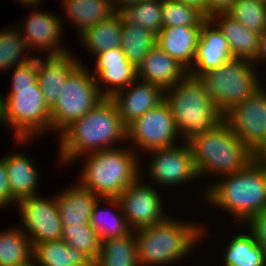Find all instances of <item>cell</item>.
<instances>
[{"label": "cell", "mask_w": 266, "mask_h": 266, "mask_svg": "<svg viewBox=\"0 0 266 266\" xmlns=\"http://www.w3.org/2000/svg\"><path fill=\"white\" fill-rule=\"evenodd\" d=\"M33 246L21 227L0 232V266H20L33 260Z\"/></svg>", "instance_id": "4dcf8cb0"}, {"label": "cell", "mask_w": 266, "mask_h": 266, "mask_svg": "<svg viewBox=\"0 0 266 266\" xmlns=\"http://www.w3.org/2000/svg\"><path fill=\"white\" fill-rule=\"evenodd\" d=\"M36 9L25 19L26 22H23L25 24L22 26H25L18 29L28 49L35 51L39 49L41 52L46 50L47 56H62L72 53L68 52L69 50L61 44L60 39H62L63 33L61 19L51 12L37 11Z\"/></svg>", "instance_id": "9a60e30c"}, {"label": "cell", "mask_w": 266, "mask_h": 266, "mask_svg": "<svg viewBox=\"0 0 266 266\" xmlns=\"http://www.w3.org/2000/svg\"><path fill=\"white\" fill-rule=\"evenodd\" d=\"M111 99L117 107L122 123L127 127L145 112L163 102L165 91L155 84L137 79L125 89L116 92Z\"/></svg>", "instance_id": "ac0fdd59"}, {"label": "cell", "mask_w": 266, "mask_h": 266, "mask_svg": "<svg viewBox=\"0 0 266 266\" xmlns=\"http://www.w3.org/2000/svg\"><path fill=\"white\" fill-rule=\"evenodd\" d=\"M119 13L128 24L140 26L155 34L163 28L161 0H144L125 7Z\"/></svg>", "instance_id": "836d02e7"}, {"label": "cell", "mask_w": 266, "mask_h": 266, "mask_svg": "<svg viewBox=\"0 0 266 266\" xmlns=\"http://www.w3.org/2000/svg\"><path fill=\"white\" fill-rule=\"evenodd\" d=\"M79 64L66 78L56 102L50 107L51 130L62 133L105 98L91 70Z\"/></svg>", "instance_id": "9c48e42d"}, {"label": "cell", "mask_w": 266, "mask_h": 266, "mask_svg": "<svg viewBox=\"0 0 266 266\" xmlns=\"http://www.w3.org/2000/svg\"><path fill=\"white\" fill-rule=\"evenodd\" d=\"M199 178L204 175L225 176L244 169L251 161V151L233 133L223 119L211 130L187 142Z\"/></svg>", "instance_id": "5b68a950"}, {"label": "cell", "mask_w": 266, "mask_h": 266, "mask_svg": "<svg viewBox=\"0 0 266 266\" xmlns=\"http://www.w3.org/2000/svg\"><path fill=\"white\" fill-rule=\"evenodd\" d=\"M19 1L20 4H24L26 7L29 6H36L37 4H40V0H17V2Z\"/></svg>", "instance_id": "bcb514c9"}, {"label": "cell", "mask_w": 266, "mask_h": 266, "mask_svg": "<svg viewBox=\"0 0 266 266\" xmlns=\"http://www.w3.org/2000/svg\"><path fill=\"white\" fill-rule=\"evenodd\" d=\"M63 226L90 225L91 213L99 197L79 182L54 196Z\"/></svg>", "instance_id": "44dd1931"}, {"label": "cell", "mask_w": 266, "mask_h": 266, "mask_svg": "<svg viewBox=\"0 0 266 266\" xmlns=\"http://www.w3.org/2000/svg\"><path fill=\"white\" fill-rule=\"evenodd\" d=\"M188 70L155 45L137 66L138 80L161 87L164 91L177 84Z\"/></svg>", "instance_id": "d6986e66"}, {"label": "cell", "mask_w": 266, "mask_h": 266, "mask_svg": "<svg viewBox=\"0 0 266 266\" xmlns=\"http://www.w3.org/2000/svg\"><path fill=\"white\" fill-rule=\"evenodd\" d=\"M121 31L120 47L126 59L137 67L146 54L157 45V34L140 26L128 24L123 18Z\"/></svg>", "instance_id": "1f68e13d"}, {"label": "cell", "mask_w": 266, "mask_h": 266, "mask_svg": "<svg viewBox=\"0 0 266 266\" xmlns=\"http://www.w3.org/2000/svg\"><path fill=\"white\" fill-rule=\"evenodd\" d=\"M11 86H33L37 83V56L29 62L15 66Z\"/></svg>", "instance_id": "74e56055"}, {"label": "cell", "mask_w": 266, "mask_h": 266, "mask_svg": "<svg viewBox=\"0 0 266 266\" xmlns=\"http://www.w3.org/2000/svg\"><path fill=\"white\" fill-rule=\"evenodd\" d=\"M227 14L249 31L260 35L266 30V3L260 0H236Z\"/></svg>", "instance_id": "e575fe53"}, {"label": "cell", "mask_w": 266, "mask_h": 266, "mask_svg": "<svg viewBox=\"0 0 266 266\" xmlns=\"http://www.w3.org/2000/svg\"><path fill=\"white\" fill-rule=\"evenodd\" d=\"M120 141H127V127L114 101L105 97L60 134L58 161L72 164L82 155L115 148Z\"/></svg>", "instance_id": "6da1fadb"}, {"label": "cell", "mask_w": 266, "mask_h": 266, "mask_svg": "<svg viewBox=\"0 0 266 266\" xmlns=\"http://www.w3.org/2000/svg\"><path fill=\"white\" fill-rule=\"evenodd\" d=\"M3 103L4 126L9 130L12 128L18 143H30L29 139L51 129L50 107L38 83L33 86H12Z\"/></svg>", "instance_id": "ba28073f"}, {"label": "cell", "mask_w": 266, "mask_h": 266, "mask_svg": "<svg viewBox=\"0 0 266 266\" xmlns=\"http://www.w3.org/2000/svg\"><path fill=\"white\" fill-rule=\"evenodd\" d=\"M252 162L266 170V138L251 151Z\"/></svg>", "instance_id": "b9f144b4"}, {"label": "cell", "mask_w": 266, "mask_h": 266, "mask_svg": "<svg viewBox=\"0 0 266 266\" xmlns=\"http://www.w3.org/2000/svg\"><path fill=\"white\" fill-rule=\"evenodd\" d=\"M239 140L252 151L266 138V91L261 86L223 115Z\"/></svg>", "instance_id": "4fadbf2b"}, {"label": "cell", "mask_w": 266, "mask_h": 266, "mask_svg": "<svg viewBox=\"0 0 266 266\" xmlns=\"http://www.w3.org/2000/svg\"><path fill=\"white\" fill-rule=\"evenodd\" d=\"M233 59L224 34L207 18L200 28L194 62L188 74L201 75Z\"/></svg>", "instance_id": "e0dca14e"}, {"label": "cell", "mask_w": 266, "mask_h": 266, "mask_svg": "<svg viewBox=\"0 0 266 266\" xmlns=\"http://www.w3.org/2000/svg\"><path fill=\"white\" fill-rule=\"evenodd\" d=\"M178 138L180 141L170 106L165 100L127 126V142H132V146L142 152L174 146Z\"/></svg>", "instance_id": "30bf717a"}, {"label": "cell", "mask_w": 266, "mask_h": 266, "mask_svg": "<svg viewBox=\"0 0 266 266\" xmlns=\"http://www.w3.org/2000/svg\"><path fill=\"white\" fill-rule=\"evenodd\" d=\"M0 159V208H5V206H10L12 203L17 205V201L11 193L5 161L2 158Z\"/></svg>", "instance_id": "ab89813d"}, {"label": "cell", "mask_w": 266, "mask_h": 266, "mask_svg": "<svg viewBox=\"0 0 266 266\" xmlns=\"http://www.w3.org/2000/svg\"><path fill=\"white\" fill-rule=\"evenodd\" d=\"M188 222L168 216L160 223L135 229L139 266L171 265L194 251L205 237V229Z\"/></svg>", "instance_id": "7a4b0ae2"}, {"label": "cell", "mask_w": 266, "mask_h": 266, "mask_svg": "<svg viewBox=\"0 0 266 266\" xmlns=\"http://www.w3.org/2000/svg\"><path fill=\"white\" fill-rule=\"evenodd\" d=\"M62 2L66 12L64 14L77 28L79 27L77 31L79 35L115 13L110 0H62Z\"/></svg>", "instance_id": "83f0119b"}, {"label": "cell", "mask_w": 266, "mask_h": 266, "mask_svg": "<svg viewBox=\"0 0 266 266\" xmlns=\"http://www.w3.org/2000/svg\"><path fill=\"white\" fill-rule=\"evenodd\" d=\"M225 250L224 266H266V251L251 231L233 236Z\"/></svg>", "instance_id": "f1b7e54d"}, {"label": "cell", "mask_w": 266, "mask_h": 266, "mask_svg": "<svg viewBox=\"0 0 266 266\" xmlns=\"http://www.w3.org/2000/svg\"><path fill=\"white\" fill-rule=\"evenodd\" d=\"M256 72L253 61L234 58L207 73L191 76L198 80L203 92L224 115L264 86Z\"/></svg>", "instance_id": "52a82bcc"}, {"label": "cell", "mask_w": 266, "mask_h": 266, "mask_svg": "<svg viewBox=\"0 0 266 266\" xmlns=\"http://www.w3.org/2000/svg\"><path fill=\"white\" fill-rule=\"evenodd\" d=\"M209 19L224 34L234 58L249 61H254L257 58L259 34L247 30L227 13H217Z\"/></svg>", "instance_id": "603a6c76"}, {"label": "cell", "mask_w": 266, "mask_h": 266, "mask_svg": "<svg viewBox=\"0 0 266 266\" xmlns=\"http://www.w3.org/2000/svg\"><path fill=\"white\" fill-rule=\"evenodd\" d=\"M3 97H2V95H0V125H1V123H3L2 124V126L4 125V120H3V109H4V106H3Z\"/></svg>", "instance_id": "7dc6e473"}, {"label": "cell", "mask_w": 266, "mask_h": 266, "mask_svg": "<svg viewBox=\"0 0 266 266\" xmlns=\"http://www.w3.org/2000/svg\"><path fill=\"white\" fill-rule=\"evenodd\" d=\"M103 200L107 202L106 204L109 205L108 207L112 208L113 206L115 211L114 209H112V212L103 209L101 211L99 207L101 205V201L104 202ZM89 223L97 233L100 241L110 238H119L129 234L132 231V229L128 226L117 198H99L93 206Z\"/></svg>", "instance_id": "4316f807"}, {"label": "cell", "mask_w": 266, "mask_h": 266, "mask_svg": "<svg viewBox=\"0 0 266 266\" xmlns=\"http://www.w3.org/2000/svg\"><path fill=\"white\" fill-rule=\"evenodd\" d=\"M62 240L86 254L95 262L100 253L101 241L90 225L63 226Z\"/></svg>", "instance_id": "8d00e7d4"}, {"label": "cell", "mask_w": 266, "mask_h": 266, "mask_svg": "<svg viewBox=\"0 0 266 266\" xmlns=\"http://www.w3.org/2000/svg\"><path fill=\"white\" fill-rule=\"evenodd\" d=\"M23 223L22 231L31 241L38 244L62 240L63 225L55 198H42L39 195L26 197L17 202Z\"/></svg>", "instance_id": "8fae6325"}, {"label": "cell", "mask_w": 266, "mask_h": 266, "mask_svg": "<svg viewBox=\"0 0 266 266\" xmlns=\"http://www.w3.org/2000/svg\"><path fill=\"white\" fill-rule=\"evenodd\" d=\"M222 180L207 186L204 201L231 213L234 220L247 223L266 209V170L252 161L241 171L222 176Z\"/></svg>", "instance_id": "3957f363"}, {"label": "cell", "mask_w": 266, "mask_h": 266, "mask_svg": "<svg viewBox=\"0 0 266 266\" xmlns=\"http://www.w3.org/2000/svg\"><path fill=\"white\" fill-rule=\"evenodd\" d=\"M20 266H36L35 263L33 262V260L27 264H22Z\"/></svg>", "instance_id": "c3c4849f"}, {"label": "cell", "mask_w": 266, "mask_h": 266, "mask_svg": "<svg viewBox=\"0 0 266 266\" xmlns=\"http://www.w3.org/2000/svg\"><path fill=\"white\" fill-rule=\"evenodd\" d=\"M163 27L202 26L207 19L197 8L177 0H161Z\"/></svg>", "instance_id": "d590c367"}, {"label": "cell", "mask_w": 266, "mask_h": 266, "mask_svg": "<svg viewBox=\"0 0 266 266\" xmlns=\"http://www.w3.org/2000/svg\"><path fill=\"white\" fill-rule=\"evenodd\" d=\"M15 27V28H14ZM7 28V29H6ZM0 31V70L6 71L8 68L29 62L34 58L24 53L29 50L26 42L21 37L18 27L9 25ZM24 55V56H23Z\"/></svg>", "instance_id": "d6a6232c"}, {"label": "cell", "mask_w": 266, "mask_h": 266, "mask_svg": "<svg viewBox=\"0 0 266 266\" xmlns=\"http://www.w3.org/2000/svg\"><path fill=\"white\" fill-rule=\"evenodd\" d=\"M129 234L101 241L100 253L94 266H139L136 236Z\"/></svg>", "instance_id": "f546056e"}, {"label": "cell", "mask_w": 266, "mask_h": 266, "mask_svg": "<svg viewBox=\"0 0 266 266\" xmlns=\"http://www.w3.org/2000/svg\"><path fill=\"white\" fill-rule=\"evenodd\" d=\"M144 0H110L111 7L114 12L119 13L122 11L125 7L141 3Z\"/></svg>", "instance_id": "ee69618b"}, {"label": "cell", "mask_w": 266, "mask_h": 266, "mask_svg": "<svg viewBox=\"0 0 266 266\" xmlns=\"http://www.w3.org/2000/svg\"><path fill=\"white\" fill-rule=\"evenodd\" d=\"M122 16L115 12L108 19L96 23L86 29L81 35V44L93 56L121 46Z\"/></svg>", "instance_id": "484cf974"}, {"label": "cell", "mask_w": 266, "mask_h": 266, "mask_svg": "<svg viewBox=\"0 0 266 266\" xmlns=\"http://www.w3.org/2000/svg\"><path fill=\"white\" fill-rule=\"evenodd\" d=\"M82 60L71 53L62 56L37 58V83L45 102L51 107L61 92L64 81Z\"/></svg>", "instance_id": "ffe728a7"}, {"label": "cell", "mask_w": 266, "mask_h": 266, "mask_svg": "<svg viewBox=\"0 0 266 266\" xmlns=\"http://www.w3.org/2000/svg\"><path fill=\"white\" fill-rule=\"evenodd\" d=\"M140 177L126 187L119 197L122 212L128 226L139 229L152 226L165 220L168 216L164 214V206L155 185L141 182ZM143 183V184H142ZM158 192V193H157Z\"/></svg>", "instance_id": "5bb4252c"}, {"label": "cell", "mask_w": 266, "mask_h": 266, "mask_svg": "<svg viewBox=\"0 0 266 266\" xmlns=\"http://www.w3.org/2000/svg\"><path fill=\"white\" fill-rule=\"evenodd\" d=\"M94 56L96 66L94 73L91 74L95 77L104 97L111 98L116 92L125 89L138 79L137 67L126 59L121 47ZM103 86L107 87L103 90Z\"/></svg>", "instance_id": "2e32d148"}, {"label": "cell", "mask_w": 266, "mask_h": 266, "mask_svg": "<svg viewBox=\"0 0 266 266\" xmlns=\"http://www.w3.org/2000/svg\"><path fill=\"white\" fill-rule=\"evenodd\" d=\"M236 0H206V18L217 13H227Z\"/></svg>", "instance_id": "60d3db41"}, {"label": "cell", "mask_w": 266, "mask_h": 266, "mask_svg": "<svg viewBox=\"0 0 266 266\" xmlns=\"http://www.w3.org/2000/svg\"><path fill=\"white\" fill-rule=\"evenodd\" d=\"M201 26L163 27L157 34V46L187 70L192 67Z\"/></svg>", "instance_id": "7402d4cb"}, {"label": "cell", "mask_w": 266, "mask_h": 266, "mask_svg": "<svg viewBox=\"0 0 266 266\" xmlns=\"http://www.w3.org/2000/svg\"><path fill=\"white\" fill-rule=\"evenodd\" d=\"M147 153L152 155L149 166L146 168L148 178L150 177L153 181L152 185L175 187L199 177L188 143L182 142Z\"/></svg>", "instance_id": "7c38bea8"}, {"label": "cell", "mask_w": 266, "mask_h": 266, "mask_svg": "<svg viewBox=\"0 0 266 266\" xmlns=\"http://www.w3.org/2000/svg\"><path fill=\"white\" fill-rule=\"evenodd\" d=\"M184 4L193 6L201 11L206 17V0H177Z\"/></svg>", "instance_id": "f6af8a7d"}, {"label": "cell", "mask_w": 266, "mask_h": 266, "mask_svg": "<svg viewBox=\"0 0 266 266\" xmlns=\"http://www.w3.org/2000/svg\"><path fill=\"white\" fill-rule=\"evenodd\" d=\"M5 161L9 185L13 198L18 202L26 197L36 196L40 179L34 160L19 152L6 154Z\"/></svg>", "instance_id": "cb8c5ba5"}, {"label": "cell", "mask_w": 266, "mask_h": 266, "mask_svg": "<svg viewBox=\"0 0 266 266\" xmlns=\"http://www.w3.org/2000/svg\"><path fill=\"white\" fill-rule=\"evenodd\" d=\"M266 62V30L260 34L257 58L253 63L258 67L259 63Z\"/></svg>", "instance_id": "7bdbcfd3"}, {"label": "cell", "mask_w": 266, "mask_h": 266, "mask_svg": "<svg viewBox=\"0 0 266 266\" xmlns=\"http://www.w3.org/2000/svg\"><path fill=\"white\" fill-rule=\"evenodd\" d=\"M246 224H249L248 230L254 234L258 244L266 251V209L253 216Z\"/></svg>", "instance_id": "f35d334b"}, {"label": "cell", "mask_w": 266, "mask_h": 266, "mask_svg": "<svg viewBox=\"0 0 266 266\" xmlns=\"http://www.w3.org/2000/svg\"><path fill=\"white\" fill-rule=\"evenodd\" d=\"M33 262L36 266H94L82 251L68 246L63 240L33 244Z\"/></svg>", "instance_id": "d4e9b609"}, {"label": "cell", "mask_w": 266, "mask_h": 266, "mask_svg": "<svg viewBox=\"0 0 266 266\" xmlns=\"http://www.w3.org/2000/svg\"><path fill=\"white\" fill-rule=\"evenodd\" d=\"M92 152L84 158L79 183L99 198H118L140 176L139 157L132 146ZM140 167V168H139Z\"/></svg>", "instance_id": "277c9868"}, {"label": "cell", "mask_w": 266, "mask_h": 266, "mask_svg": "<svg viewBox=\"0 0 266 266\" xmlns=\"http://www.w3.org/2000/svg\"><path fill=\"white\" fill-rule=\"evenodd\" d=\"M165 101L170 106L180 140L185 143L224 119L198 80L190 74L165 91Z\"/></svg>", "instance_id": "8992f818"}]
</instances>
